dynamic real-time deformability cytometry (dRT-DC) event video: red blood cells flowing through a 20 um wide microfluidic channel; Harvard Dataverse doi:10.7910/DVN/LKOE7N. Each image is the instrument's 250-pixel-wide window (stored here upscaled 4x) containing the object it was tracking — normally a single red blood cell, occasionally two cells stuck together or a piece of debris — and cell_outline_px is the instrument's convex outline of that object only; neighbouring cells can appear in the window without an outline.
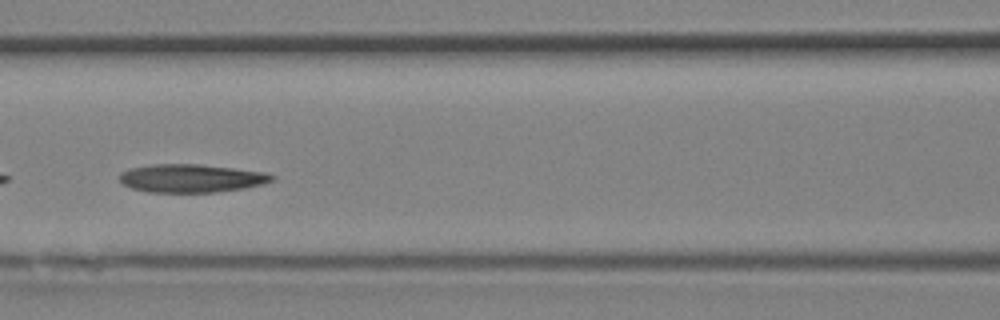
{"species": "Egyptian fruit bat (a non-hibernating species)", "species_latin": "Rousettus aegyptiacus", "temperature_condition": "room temperature", "stored_images_in_passage": 18, "camera_frame_rate_fps": 3000, "um_per_image_px": 0.085, "animal": {"sex": "female"}, "frame": {"image": 1, "passage_image": 11, "time_ms": 3.333, "image_size_px": [1000, 320], "cell_outline_px": [[276, 180], [264, 184], [244, 188], [216, 192], [148, 192], [132, 188], [124, 184], [120, 180], [120, 172], [128, 168], [152, 164], [200, 164], [268, 172], [276, 176]], "centroid_in_image_um": [16.31, 15.14], "position_along_channel_um": 150.3, "area_um2": 25.32}}
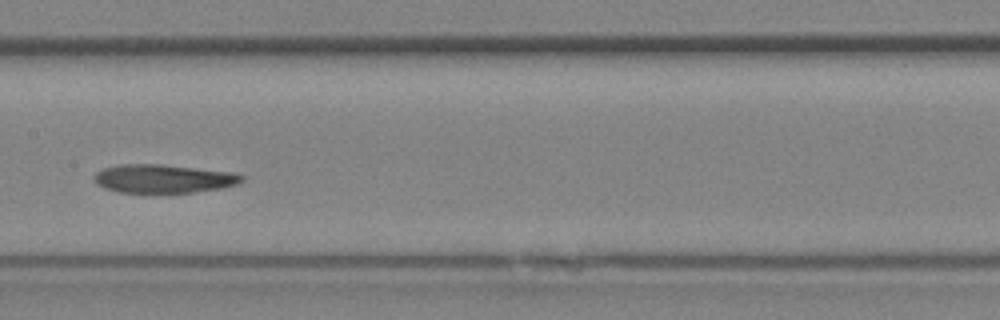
{"frame": {"image": 2, "passage_image": 13, "time_ms": 4.0, "image_size_px": [1000, 320], "cell_outline_px": [[244, 180], [236, 184], [224, 188], [192, 192], [120, 192], [104, 188], [96, 184], [92, 176], [96, 172], [104, 168], [120, 164], [160, 164], [232, 172], [244, 176]], "centroid_in_image_um": [13.87, 15.18], "position_along_channel_um": 193.5, "area_um2": 24.45}}
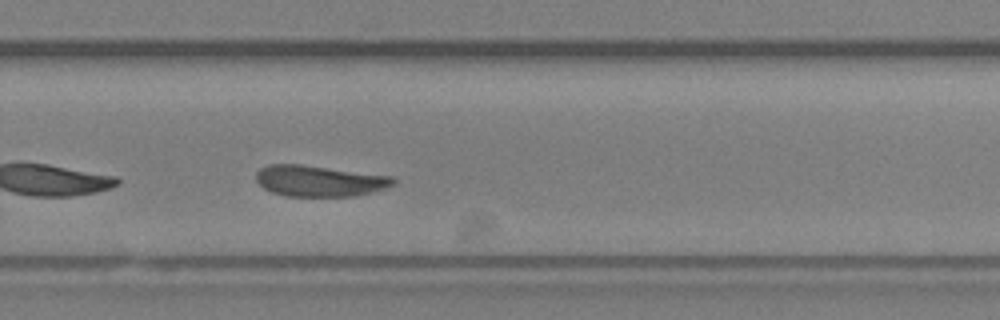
{"frame": {"image": 3, "passage_image": 18, "time_ms": 5.667, "image_size_px": [1000, 320], "cell_outline_px": [[396, 184], [388, 188], [356, 196], [288, 196], [272, 192], [264, 188], [256, 180], [256, 172], [260, 168], [268, 164], [300, 164], [392, 176], [396, 180]], "centroid_in_image_um": [27.17, 15.38], "position_along_channel_um": 302.6, "area_um2": 24.91}}